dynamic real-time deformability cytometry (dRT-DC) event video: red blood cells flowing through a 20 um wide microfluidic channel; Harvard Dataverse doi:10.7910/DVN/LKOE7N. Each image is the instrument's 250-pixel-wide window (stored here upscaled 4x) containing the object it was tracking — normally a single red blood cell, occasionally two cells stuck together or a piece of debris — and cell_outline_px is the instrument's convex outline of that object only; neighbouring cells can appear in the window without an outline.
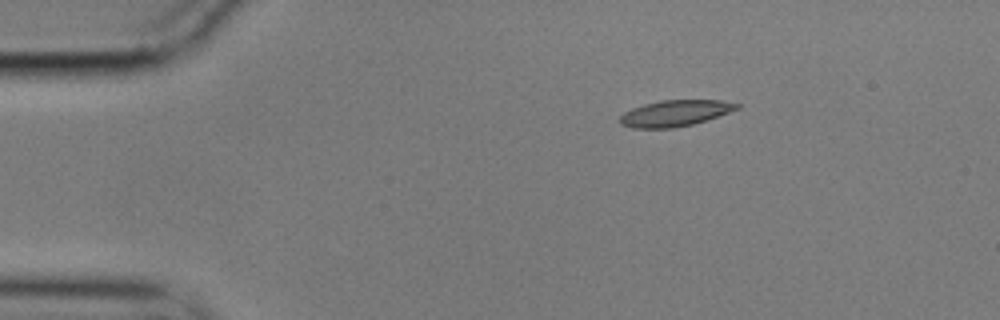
{"species": "common noctule bat (a hibernating species)", "species_latin": "Nyctalus noctula", "temperature_condition": "cold", "stored_images_in_passage": 48, "camera_frame_rate_fps": 3000, "um_per_image_px": 0.085, "animal": {"sex": "male", "body_mass_g": 17.9}, "frame": {"image": 1, "passage_image": 1, "time_ms": 0.0, "image_size_px": [1000, 320], "cell_outline_px": [[740, 108], [708, 120], [692, 124], [672, 128], [632, 128], [620, 124], [620, 116], [624, 112], [632, 108], [644, 104], [660, 100], [720, 100], [740, 104]], "centroid_in_image_um": [57.38, 9.62], "position_along_channel_um": 27.6, "area_um2": 17.86}}
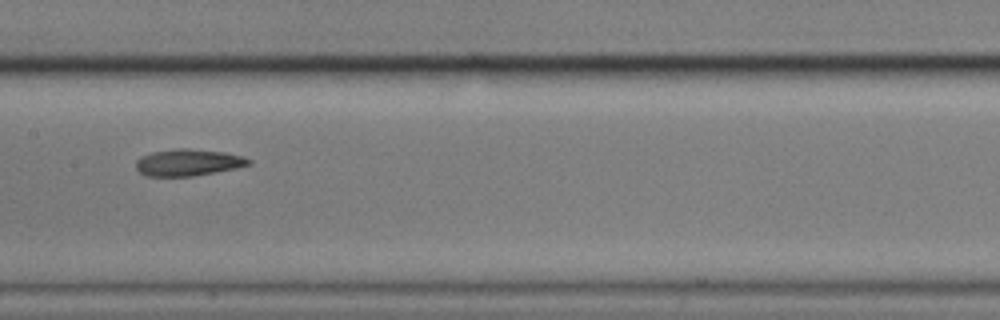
{"frame": {"image": 2, "passage_image": 20, "time_ms": 6.333, "image_size_px": [1000, 320], "cell_outline_px": [[252, 164], [236, 168], [192, 176], [148, 176], [140, 172], [136, 168], [136, 160], [140, 156], [152, 152], [180, 148], [188, 148], [224, 152], [244, 156], [252, 160]], "centroid_in_image_um": [16.01, 13.8], "position_along_channel_um": 191.4, "area_um2": 17.57}}
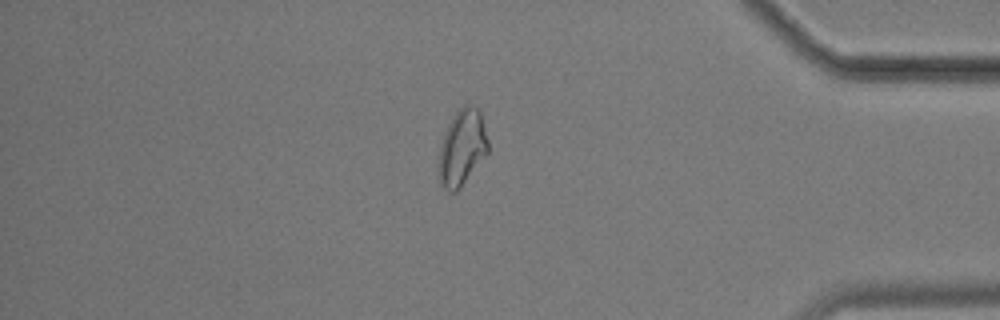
{"frame": {"image": 3, "passage_image": 40, "time_ms": 13.0, "image_size_px": [1000, 320], "cell_outline_px": [[488, 152], [460, 188], [456, 192], [448, 192], [440, 184], [440, 144], [448, 124], [452, 116], [464, 104], [472, 104], [480, 112], [488, 140]], "centroid_in_image_um": [39.28, 12.53], "position_along_channel_um": 395.9, "area_um2": 21.56}, "authors_computed_cell_mechanics": {"area_um2": 18.2937, "velocity_mm_per_s": 3.5148, "shape_relaxation_time_tau1_ms": 7.1416, "shape_relaxation_time_tau2_ms": 6.5133, "deformation_change_tau1": 0.1724, "deformation_change_tau2": 0.1252}}